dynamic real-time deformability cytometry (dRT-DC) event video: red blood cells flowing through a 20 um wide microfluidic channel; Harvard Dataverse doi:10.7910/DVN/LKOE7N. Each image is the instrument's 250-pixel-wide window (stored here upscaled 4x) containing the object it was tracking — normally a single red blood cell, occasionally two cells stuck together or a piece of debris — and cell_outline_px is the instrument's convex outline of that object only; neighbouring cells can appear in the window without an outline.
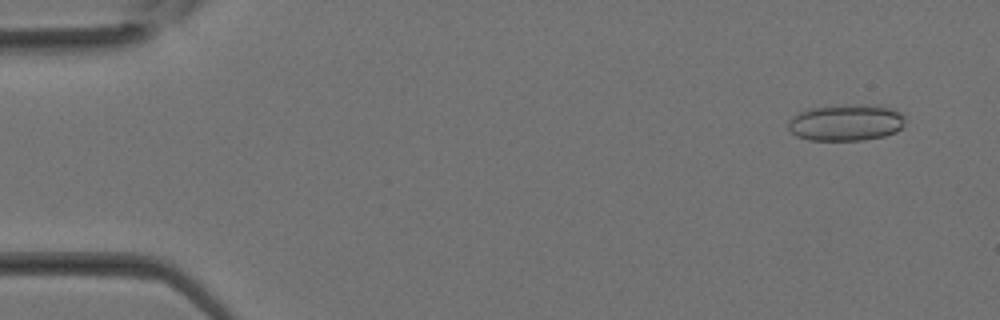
{"species": "Egyptian fruit bat (a non-hibernating species)", "species_latin": "Rousettus aegyptiacus", "temperature_condition": "room temperature", "stored_images_in_passage": 32, "camera_frame_rate_fps": 3000, "um_per_image_px": 0.085, "animal": {"sex": "female"}, "frame": {"image": 1, "passage_image": 1, "time_ms": 0.0, "image_size_px": [1000, 320], "cell_outline_px": [[904, 124], [896, 132], [884, 136], [864, 140], [808, 140], [796, 136], [788, 128], [788, 120], [796, 112], [812, 108], [848, 104], [860, 104], [892, 108], [900, 112], [904, 116]], "centroid_in_image_um": [71.88, 10.42], "position_along_channel_um": 13.1, "area_um2": 25.03}}
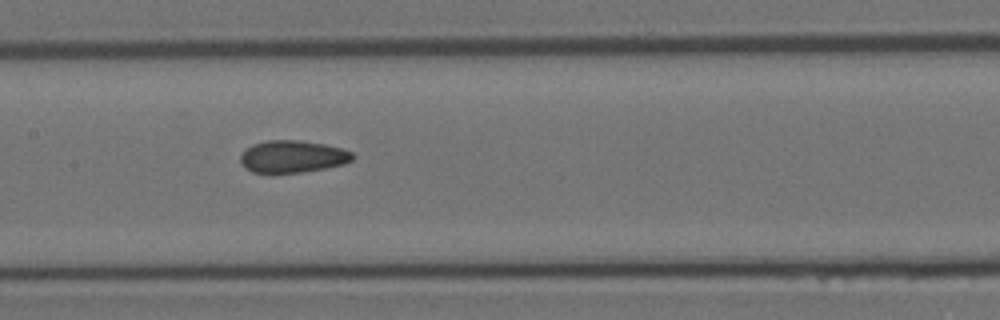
{"frame": {"image": 2, "passage_image": 15, "time_ms": 4.667, "image_size_px": [1000, 320], "cell_outline_px": [[352, 160], [344, 164], [324, 168], [300, 172], [272, 176], [252, 172], [244, 168], [240, 160], [240, 156], [244, 148], [252, 144], [268, 140], [296, 140], [324, 144], [340, 148], [352, 152]], "centroid_in_image_um": [24.77, 13.34], "position_along_channel_um": 182.6, "area_um2": 21.56}}
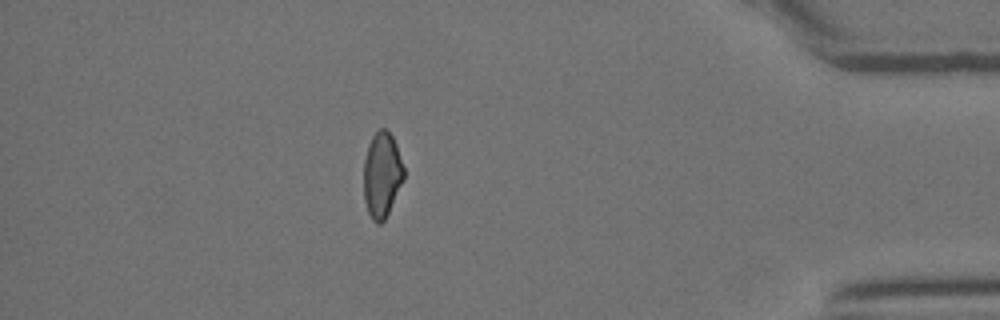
{"frame": {"image": 3, "passage_image": 28, "time_ms": 9.0, "image_size_px": [1000, 320], "cell_outline_px": [[404, 176], [388, 212], [384, 220], [380, 224], [376, 224], [372, 220], [368, 212], [364, 200], [364, 160], [368, 144], [372, 136], [380, 128], [384, 128], [392, 136], [396, 144], [404, 168]], "centroid_in_image_um": [32.44, 14.85], "position_along_channel_um": 402.8, "area_um2": 19.71}}